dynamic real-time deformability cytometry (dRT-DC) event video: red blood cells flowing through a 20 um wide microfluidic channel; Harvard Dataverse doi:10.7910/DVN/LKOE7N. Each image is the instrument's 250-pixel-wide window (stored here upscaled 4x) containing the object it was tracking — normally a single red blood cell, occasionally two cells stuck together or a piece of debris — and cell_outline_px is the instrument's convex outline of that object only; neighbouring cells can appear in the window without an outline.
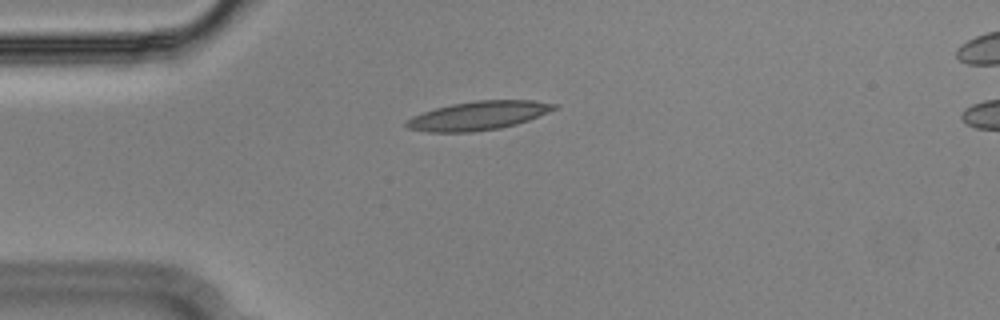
{"species": "Egyptian fruit bat (a non-hibernating species)", "species_latin": "Rousettus aegyptiacus", "temperature_condition": "cold", "stored_images_in_passage": 42, "camera_frame_rate_fps": 3000, "um_per_image_px": 0.085, "animal": {"sex": "male"}, "frame": {"image": 1, "passage_image": 1, "time_ms": 0.0, "image_size_px": [1000, 320], "cell_outline_px": [[560, 104], [556, 108], [548, 112], [528, 120], [516, 124], [500, 128], [472, 132], [428, 132], [408, 128], [404, 124], [412, 116], [436, 108], [452, 104], [476, 100], [532, 100]], "centroid_in_image_um": [40.67, 9.82], "position_along_channel_um": 44.3, "area_um2": 24.62}}
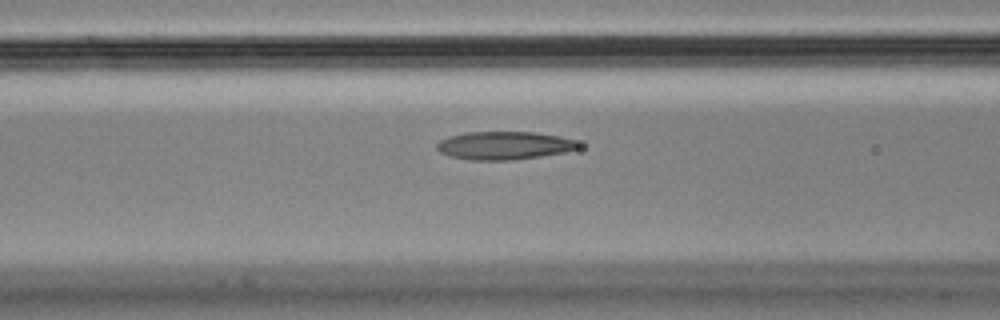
{"frame": {"image": 2, "passage_image": 9, "time_ms": 2.667, "image_size_px": [1000, 320], "cell_outline_px": [[584, 144], [580, 148], [564, 152], [540, 156], [512, 160], [472, 160], [448, 156], [440, 152], [436, 148], [436, 144], [440, 140], [448, 136], [464, 132], [536, 132], [560, 136], [576, 140]], "centroid_in_image_um": [42.87, 12.36], "position_along_channel_um": 123.7, "area_um2": 23.47}}
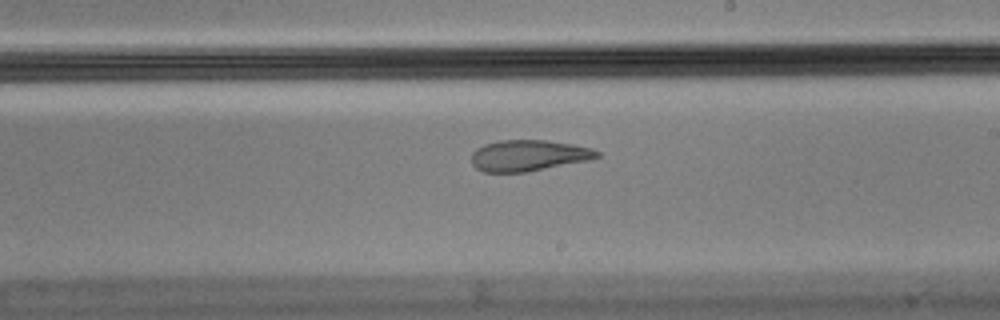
{"frame": {"image": 3, "passage_image": 19, "time_ms": 6.0, "image_size_px": [1000, 320], "cell_outline_px": [[600, 156], [592, 160], [528, 172], [484, 172], [476, 168], [472, 164], [472, 152], [476, 148], [484, 144], [500, 140], [548, 140], [572, 144], [592, 148], [600, 152]], "centroid_in_image_um": [44.95, 13.22], "position_along_channel_um": 244.0, "area_um2": 23.06}, "authors_computed_cell_mechanics": {"area_um2": 24.4783, "velocity_mm_per_s": 3.6171, "shape_relaxation_time_tau1_ms": null, "shape_relaxation_time_tau2_ms": 1.9344, "deformation_change_tau1": null, "deformation_change_tau2": 0.0937}}